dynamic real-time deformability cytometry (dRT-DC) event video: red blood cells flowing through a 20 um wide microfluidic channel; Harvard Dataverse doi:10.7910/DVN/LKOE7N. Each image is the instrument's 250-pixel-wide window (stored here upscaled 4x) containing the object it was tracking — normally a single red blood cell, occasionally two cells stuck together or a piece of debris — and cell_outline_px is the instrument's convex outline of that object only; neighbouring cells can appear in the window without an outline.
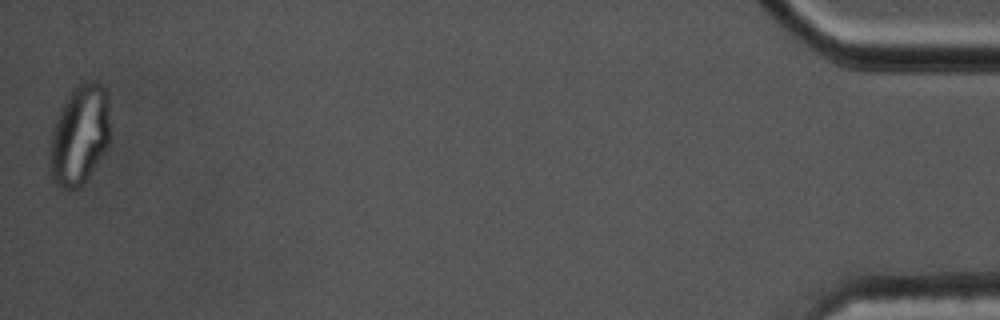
{"species": "common noctule bat (a hibernating species)", "species_latin": "Nyctalus noctula", "temperature_condition": "cold", "stored_images_in_passage": 58, "segment_of_instrument_passage": [2, 2], "camera_frame_rate_fps": 3000, "um_per_image_px": 0.085, "animal": {"sex": "male", "body_mass_g": 17.5, "forearm_length_mm": 52.3}, "frame": {"image": 1, "passage_image": 58, "time_ms": 19.0, "image_size_px": [1000, 320], "cell_outline_px": [[108, 148], [84, 184], [80, 188], [60, 188], [52, 180], [48, 168], [48, 164], [52, 128], [60, 108], [64, 100], [84, 80], [92, 80], [100, 84], [108, 92]], "centroid_in_image_um": [6.74, 11.52], "position_along_channel_um": 428.5, "area_um2": 35.49}}